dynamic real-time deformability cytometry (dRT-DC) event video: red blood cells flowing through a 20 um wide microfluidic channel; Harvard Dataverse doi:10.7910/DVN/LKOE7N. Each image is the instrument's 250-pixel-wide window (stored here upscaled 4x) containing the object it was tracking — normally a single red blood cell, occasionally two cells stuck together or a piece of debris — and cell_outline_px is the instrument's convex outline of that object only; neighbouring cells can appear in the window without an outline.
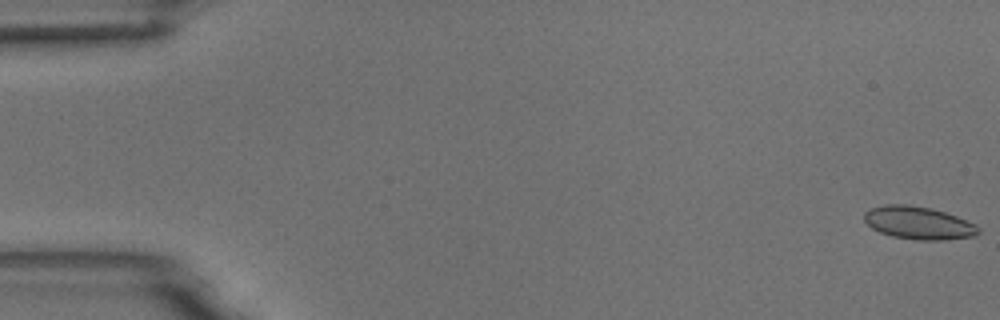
{"species": "common noctule bat (a hibernating species)", "species_latin": "Nyctalus noctula", "temperature_condition": "room temperature", "stored_images_in_passage": 6, "camera_frame_rate_fps": 3000, "um_per_image_px": 0.085, "animal": {"sex": "male", "body_mass_g": 18.8}, "frame": {"image": 1, "passage_image": 1, "time_ms": 0.0, "image_size_px": [1000, 320], "cell_outline_px": [[980, 232], [976, 236], [944, 240], [916, 240], [892, 236], [880, 232], [872, 228], [864, 220], [864, 212], [872, 208], [884, 204], [908, 204], [932, 208], [956, 216], [976, 224], [980, 228]], "centroid_in_image_um": [78.09, 18.95], "position_along_channel_um": 6.9, "area_um2": 21.96}}
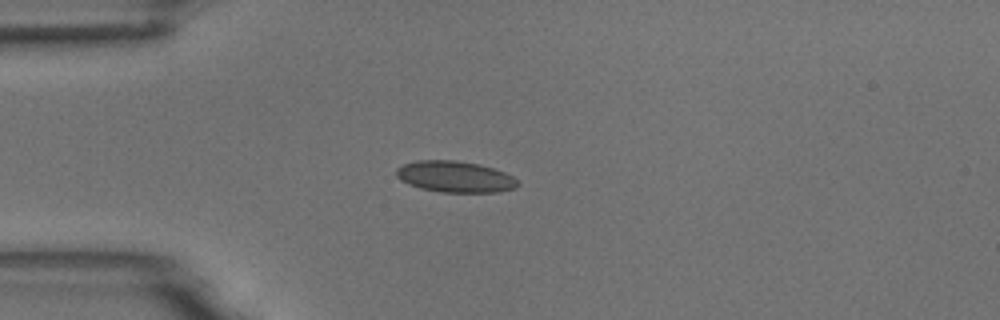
{"frame": {"image": 2, "passage_image": 5, "time_ms": 1.333, "image_size_px": [1000, 320], "cell_outline_px": [[520, 184], [516, 188], [500, 192], [440, 192], [420, 188], [408, 184], [400, 180], [396, 176], [396, 168], [404, 164], [416, 160], [456, 160], [480, 164], [504, 172], [512, 176]], "centroid_in_image_um": [38.67, 15.02], "position_along_channel_um": 46.3, "area_um2": 22.25}}